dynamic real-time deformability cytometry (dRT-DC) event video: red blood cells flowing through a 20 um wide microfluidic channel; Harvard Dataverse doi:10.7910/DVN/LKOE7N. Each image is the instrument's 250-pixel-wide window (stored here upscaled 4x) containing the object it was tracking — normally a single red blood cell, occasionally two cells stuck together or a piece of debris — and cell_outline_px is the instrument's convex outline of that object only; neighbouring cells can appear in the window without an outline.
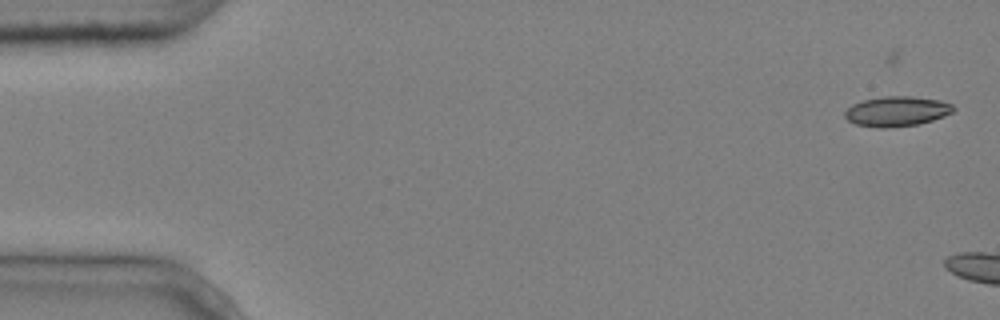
{"species": "common noctule bat (a hibernating species)", "species_latin": "Nyctalus noctula", "temperature_condition": "cold", "stored_images_in_passage": 2, "camera_frame_rate_fps": 3000, "um_per_image_px": 0.085, "animal": {"sex": "male", "body_mass_g": 20.4}, "frame": {"image": 1, "passage_image": 1, "time_ms": 0.0, "image_size_px": [1000, 320], "cell_outline_px": [[956, 108], [952, 112], [944, 116], [932, 120], [916, 124], [884, 128], [880, 128], [856, 124], [848, 120], [844, 116], [844, 112], [852, 104], [864, 100], [884, 96], [912, 96], [940, 100], [952, 104]], "centroid_in_image_um": [76.23, 9.45], "position_along_channel_um": 8.8, "area_um2": 18.84}}